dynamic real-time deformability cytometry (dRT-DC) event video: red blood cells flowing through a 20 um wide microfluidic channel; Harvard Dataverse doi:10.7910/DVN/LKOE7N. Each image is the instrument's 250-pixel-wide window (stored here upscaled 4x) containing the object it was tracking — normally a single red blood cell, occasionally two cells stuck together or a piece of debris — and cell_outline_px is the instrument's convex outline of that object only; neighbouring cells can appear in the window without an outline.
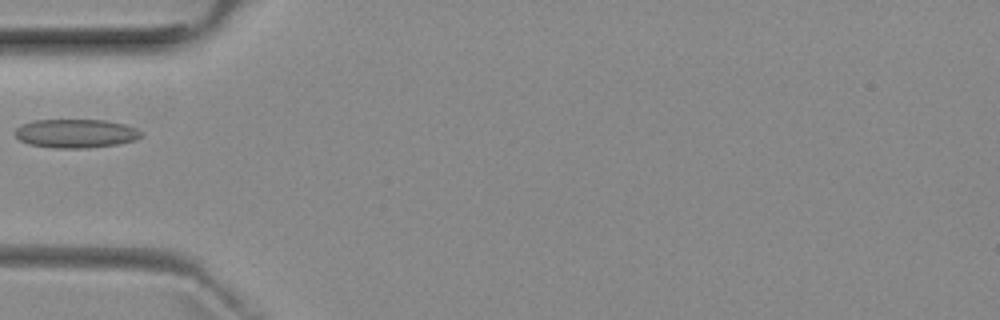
{"species": "common noctule bat (a hibernating species)", "species_latin": "Nyctalus noctula", "temperature_condition": "room temperature", "stored_images_in_passage": 5, "camera_frame_rate_fps": 3000, "um_per_image_px": 0.085, "animal": {"sex": "female", "body_mass_g": 29.2, "forearm_length_mm": 56.3}, "frame": {"image": 1, "passage_image": 4, "time_ms": 5.333, "image_size_px": [1000, 320], "cell_outline_px": [[144, 136], [136, 140], [116, 144], [84, 148], [56, 148], [28, 144], [20, 140], [16, 136], [16, 128], [32, 120], [104, 120], [124, 124], [136, 128], [144, 132]], "centroid_in_image_um": [6.49, 11.34], "position_along_channel_um": 78.5, "area_um2": 21.1}}
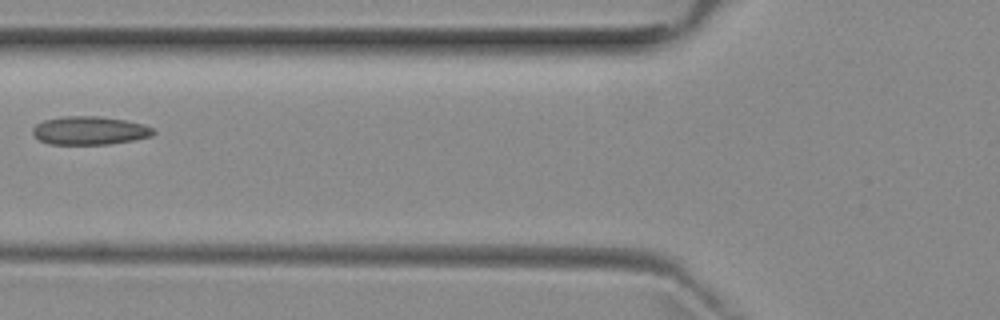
{"frame": {"image": 2, "passage_image": 5, "time_ms": 6.333, "image_size_px": [1000, 320], "cell_outline_px": [[156, 132], [152, 136], [132, 140], [108, 144], [48, 144], [32, 136], [32, 128], [36, 124], [44, 120], [64, 116], [100, 116], [124, 120], [144, 124], [152, 128]], "centroid_in_image_um": [7.59, 11.09], "position_along_channel_um": 118.2, "area_um2": 20.0}}